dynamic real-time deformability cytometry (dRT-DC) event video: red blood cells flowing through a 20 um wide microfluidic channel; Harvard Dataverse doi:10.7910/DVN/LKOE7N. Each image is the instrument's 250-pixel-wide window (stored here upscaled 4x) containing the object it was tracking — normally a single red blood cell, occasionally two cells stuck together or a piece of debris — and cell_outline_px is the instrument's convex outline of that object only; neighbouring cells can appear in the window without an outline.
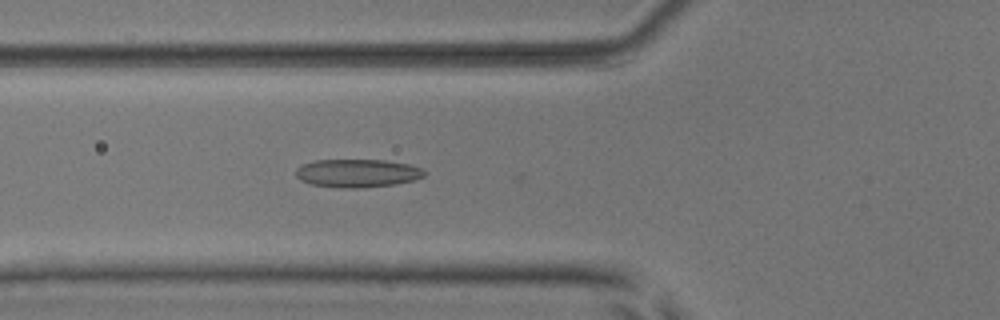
{"species": "common noctule bat (a hibernating species)", "species_latin": "Nyctalus noctula", "temperature_condition": "room temperature", "stored_images_in_passage": 51, "camera_frame_rate_fps": 3000, "um_per_image_px": 0.085, "animal": {"sex": "male", "body_mass_g": 17.9, "forearm_length_mm": 54.2}, "frame": {"image": 1, "passage_image": 18, "time_ms": 5.667, "image_size_px": [1000, 320], "cell_outline_px": [[428, 172], [424, 176], [412, 180], [392, 184], [360, 188], [336, 188], [308, 184], [300, 180], [296, 176], [296, 168], [304, 164], [316, 160], [384, 160], [408, 164], [420, 168]], "centroid_in_image_um": [30.33, 14.72], "position_along_channel_um": 95.5, "area_um2": 21.1}}
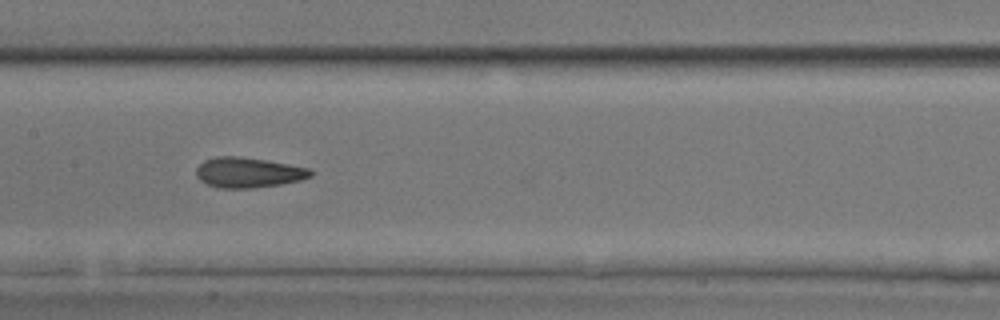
{"frame": {"image": 2, "passage_image": 25, "time_ms": 8.0, "image_size_px": [1000, 320], "cell_outline_px": [[316, 172], [312, 176], [300, 180], [280, 184], [252, 188], [220, 188], [208, 184], [200, 180], [196, 176], [196, 168], [204, 160], [216, 156], [236, 156], [268, 160], [308, 168]], "centroid_in_image_um": [21.11, 14.66], "position_along_channel_um": 186.3, "area_um2": 20.17}}
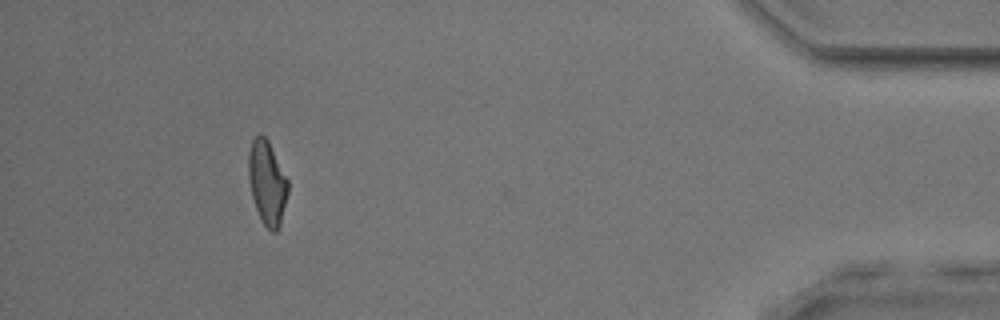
{"frame": {"image": 3, "passage_image": 47, "time_ms": 15.333, "image_size_px": [1000, 320], "cell_outline_px": [[288, 192], [280, 224], [276, 232], [272, 232], [260, 220], [252, 196], [248, 176], [248, 152], [252, 140], [260, 132], [268, 140], [288, 180]], "centroid_in_image_um": [22.69, 15.51], "position_along_channel_um": 412.5, "area_um2": 19.25}, "authors_computed_cell_mechanics": {"area_um2": 20.1144, "velocity_mm_per_s": 3.8902, "shape_relaxation_time_tau1_ms": 3.8149, "shape_relaxation_time_tau2_ms": 2.5969, "deformation_change_tau1": 0.152, "deformation_change_tau2": 0.1133}}